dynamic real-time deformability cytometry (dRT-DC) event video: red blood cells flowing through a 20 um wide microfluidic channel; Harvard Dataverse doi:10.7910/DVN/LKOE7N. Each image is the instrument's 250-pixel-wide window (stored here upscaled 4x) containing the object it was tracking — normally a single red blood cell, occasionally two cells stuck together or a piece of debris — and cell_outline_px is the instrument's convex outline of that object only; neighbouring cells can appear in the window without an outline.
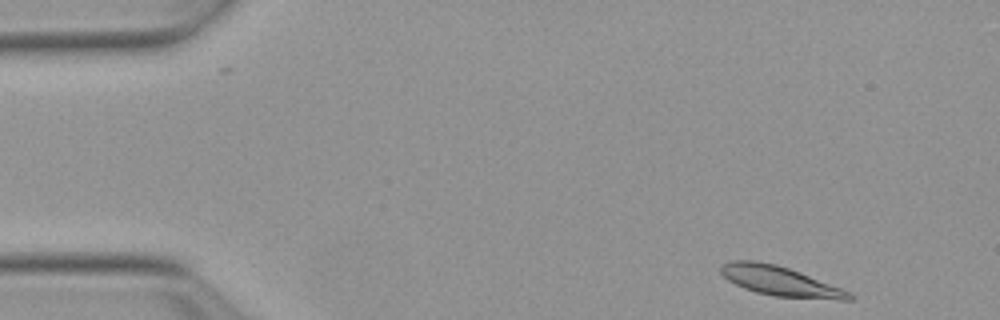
{"species": "Egyptian fruit bat (a non-hibernating species)", "species_latin": "Rousettus aegyptiacus", "temperature_condition": "warm", "stored_images_in_passage": 46, "camera_frame_rate_fps": 3000, "um_per_image_px": 0.085, "animal": {"sex": "female"}, "frame": {"image": 1, "passage_image": 2, "time_ms": 0.333, "image_size_px": [1000, 320], "cell_outline_px": [[852, 300], [840, 300], [776, 296], [756, 292], [744, 288], [728, 280], [720, 272], [720, 264], [732, 260], [756, 260], [776, 264], [800, 272], [840, 288], [848, 292], [852, 296]], "centroid_in_image_um": [66.24, 23.87], "position_along_channel_um": 18.8, "area_um2": 21.91}}
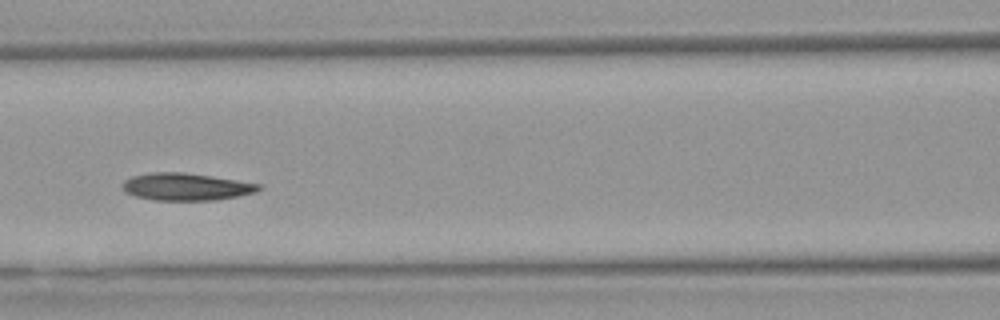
{"frame": {"image": 2, "passage_image": 20, "time_ms": 6.333, "image_size_px": [1000, 320], "cell_outline_px": [[264, 188], [256, 192], [216, 200], [156, 200], [136, 196], [124, 192], [120, 184], [124, 180], [132, 176], [152, 172], [180, 172], [236, 180], [260, 184]], "centroid_in_image_um": [15.78, 15.87], "position_along_channel_um": 150.8, "area_um2": 21.56}}
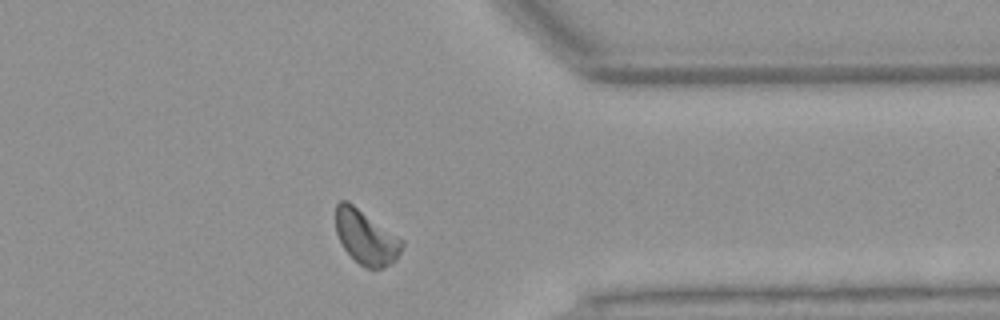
{"frame": {"image": 3, "passage_image": 39, "time_ms": 12.667, "image_size_px": [1000, 320], "cell_outline_px": [[404, 244], [396, 260], [392, 264], [384, 268], [368, 268], [360, 264], [344, 248], [336, 232], [336, 204], [340, 200], [348, 200], [404, 240]], "centroid_in_image_um": [31.13, 20.15], "position_along_channel_um": 380.3, "area_um2": 20.92}, "authors_computed_cell_mechanics": {"area_um2": 21.1837, "velocity_mm_per_s": 3.8006, "shape_relaxation_time_tau1_ms": 3.2541, "shape_relaxation_time_tau2_ms": 9.7529, "deformation_change_tau1": 0.1229, "deformation_change_tau2": 0.1753}}